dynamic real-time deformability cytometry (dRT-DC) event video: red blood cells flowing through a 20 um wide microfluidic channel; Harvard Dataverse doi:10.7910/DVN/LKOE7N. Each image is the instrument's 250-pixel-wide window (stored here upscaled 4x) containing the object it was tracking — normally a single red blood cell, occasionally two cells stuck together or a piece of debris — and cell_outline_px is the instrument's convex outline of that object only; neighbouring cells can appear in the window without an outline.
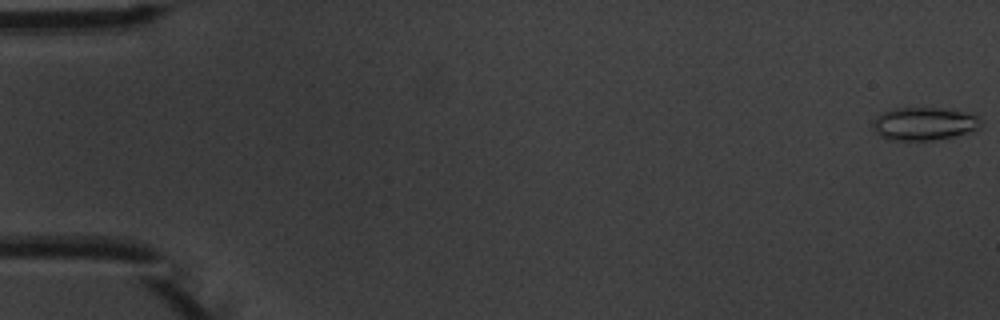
{"species": "common noctule bat (a hibernating species)", "species_latin": "Nyctalus noctula", "temperature_condition": "warm", "stored_images_in_passage": 3, "camera_frame_rate_fps": 3000, "um_per_image_px": 0.085, "animal": {"sex": "male", "body_mass_g": 20.1, "forearm_length_mm": 53.5}, "frame": {"image": 1, "passage_image": 1, "time_ms": 0.0, "image_size_px": [1000, 320], "cell_outline_px": [[980, 128], [952, 136], [932, 140], [888, 140], [880, 136], [872, 128], [872, 120], [884, 112], [896, 108], [940, 108], [960, 112], [976, 116], [980, 120]], "centroid_in_image_um": [78.47, 10.53], "position_along_channel_um": 6.5, "area_um2": 20.35}}